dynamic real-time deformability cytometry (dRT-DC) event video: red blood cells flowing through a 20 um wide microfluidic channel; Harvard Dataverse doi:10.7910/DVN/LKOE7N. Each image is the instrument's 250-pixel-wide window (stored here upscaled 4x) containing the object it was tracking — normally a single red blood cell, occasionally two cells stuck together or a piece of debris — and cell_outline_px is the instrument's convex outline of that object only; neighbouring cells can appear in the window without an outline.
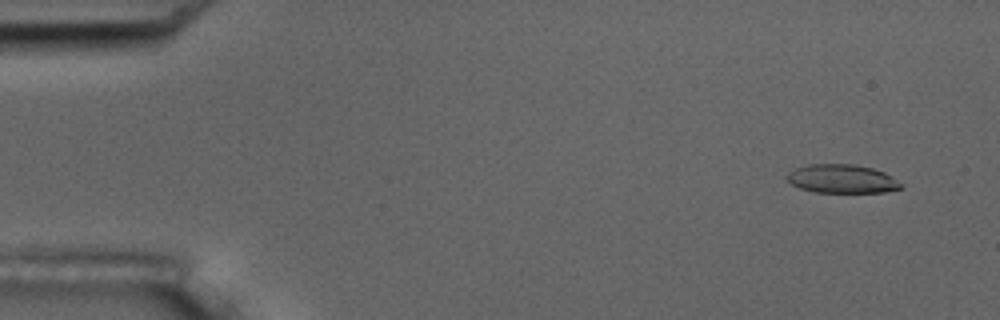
{"species": "common noctule bat (a hibernating species)", "species_latin": "Nyctalus noctula", "temperature_condition": "room temperature", "stored_images_in_passage": 10, "camera_frame_rate_fps": 3000, "um_per_image_px": 0.085, "animal": {"sex": "male", "body_mass_g": 17.5, "forearm_length_mm": 52.3}, "frame": {"image": 1, "passage_image": 1, "time_ms": 0.0, "image_size_px": [1000, 320], "cell_outline_px": [[904, 188], [884, 192], [816, 192], [800, 188], [792, 184], [784, 176], [788, 172], [796, 168], [808, 164], [852, 164], [872, 168], [884, 172], [892, 176], [904, 184]], "centroid_in_image_um": [71.59, 15.2], "position_along_channel_um": 13.4, "area_um2": 19.13}}
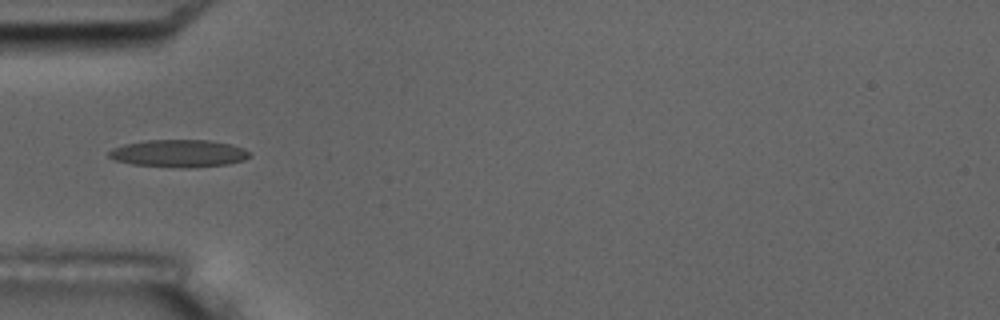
{"frame": {"image": 2, "passage_image": 5, "time_ms": 4.667, "image_size_px": [1000, 320], "cell_outline_px": [[252, 156], [244, 160], [228, 164], [188, 168], [172, 168], [132, 164], [116, 160], [108, 156], [108, 152], [112, 148], [124, 144], [144, 140], [208, 140], [232, 144], [244, 148], [252, 152]], "centroid_in_image_um": [15.23, 13.04], "position_along_channel_um": 69.8, "area_um2": 22.89}}